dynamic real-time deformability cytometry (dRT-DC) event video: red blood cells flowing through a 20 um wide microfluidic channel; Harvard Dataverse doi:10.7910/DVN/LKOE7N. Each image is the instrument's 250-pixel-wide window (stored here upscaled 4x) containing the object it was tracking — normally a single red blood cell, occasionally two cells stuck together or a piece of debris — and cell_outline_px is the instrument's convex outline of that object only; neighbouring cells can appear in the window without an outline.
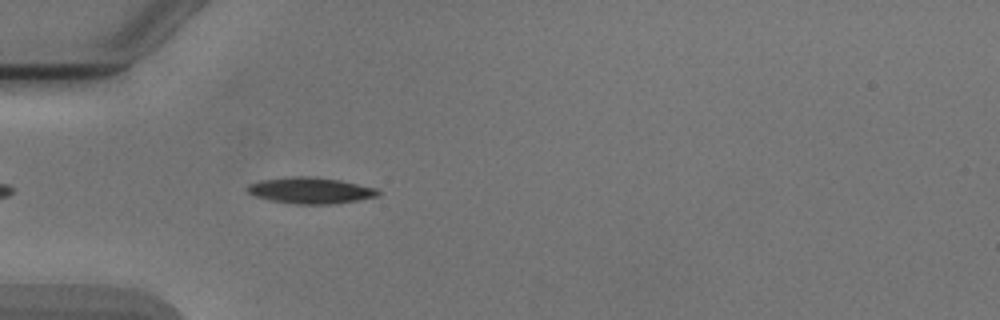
{"species": "Egyptian fruit bat (a non-hibernating species)", "species_latin": "Rousettus aegyptiacus", "temperature_condition": "cold", "stored_images_in_passage": 1, "camera_frame_rate_fps": 3000, "um_per_image_px": 0.085, "animal": {"sex": "male"}, "frame": {"image": 1, "passage_image": 1, "time_ms": 0.0, "image_size_px": [1000, 320], "cell_outline_px": [[380, 192], [376, 196], [356, 200], [332, 204], [296, 204], [272, 200], [256, 196], [248, 192], [244, 188], [248, 184], [260, 180], [296, 176], [308, 176], [340, 180], [376, 188]], "centroid_in_image_um": [26.35, 16.18], "position_along_channel_um": 58.6, "area_um2": 19.71}}